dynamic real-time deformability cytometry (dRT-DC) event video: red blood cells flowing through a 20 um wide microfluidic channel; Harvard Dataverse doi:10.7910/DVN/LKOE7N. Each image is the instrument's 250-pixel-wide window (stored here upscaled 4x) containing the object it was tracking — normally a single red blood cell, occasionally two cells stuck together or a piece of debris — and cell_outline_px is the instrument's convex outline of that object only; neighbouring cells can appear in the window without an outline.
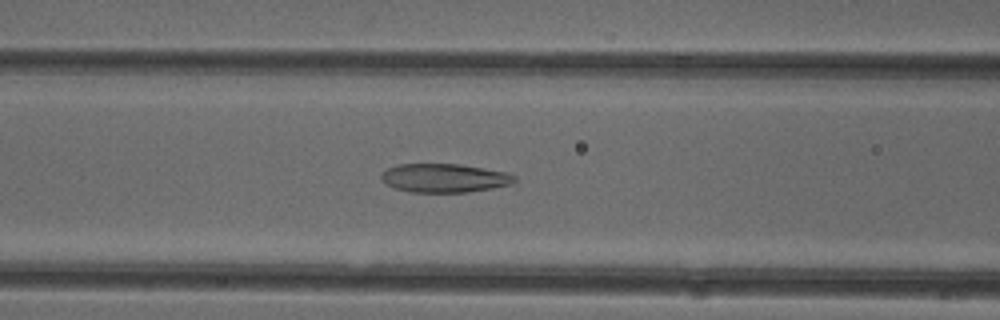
{"species": "common noctule bat (a hibernating species)", "species_latin": "Nyctalus noctula", "temperature_condition": "cold", "stored_images_in_passage": 47, "camera_frame_rate_fps": 3000, "um_per_image_px": 0.085, "animal": {"sex": "female"}, "frame": {"image": 1, "passage_image": 21, "time_ms": 6.667, "image_size_px": [1000, 320], "cell_outline_px": [[516, 180], [512, 184], [492, 188], [468, 192], [412, 192], [396, 188], [388, 184], [380, 176], [380, 172], [388, 168], [400, 164], [460, 164], [484, 168], [504, 172], [516, 176]], "centroid_in_image_um": [37.78, 15.13], "position_along_channel_um": 128.8, "area_um2": 22.14}}
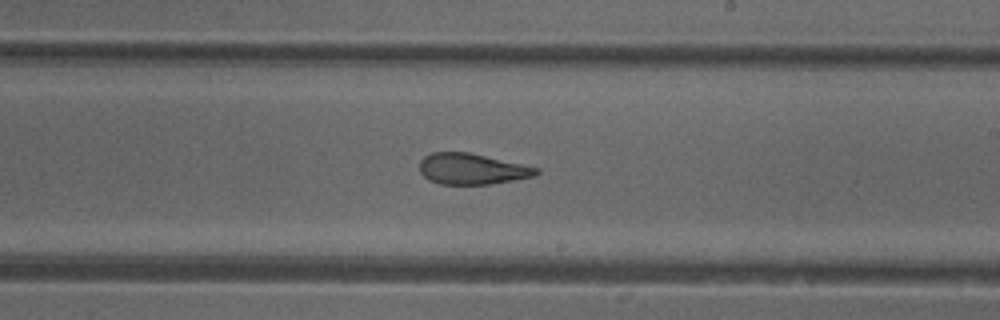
{"frame": {"image": 2, "passage_image": 30, "time_ms": 9.667, "image_size_px": [1000, 320], "cell_outline_px": [[540, 172], [536, 176], [492, 184], [440, 184], [428, 180], [420, 172], [420, 160], [424, 156], [432, 152], [468, 152], [540, 168]], "centroid_in_image_um": [40.12, 14.36], "position_along_channel_um": 248.9, "area_um2": 21.1}}
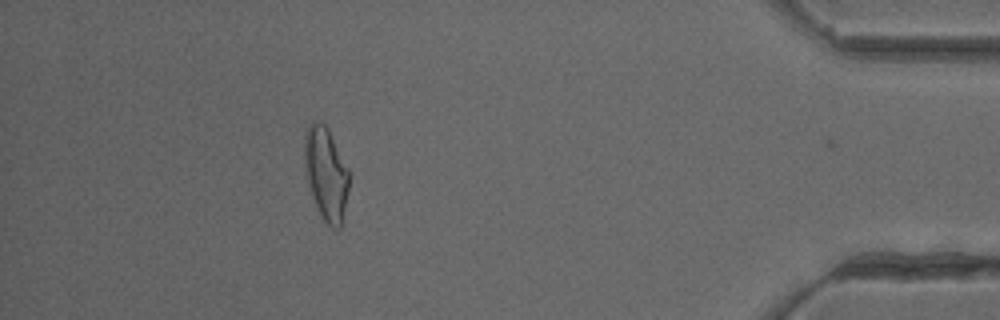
{"frame": {"image": 3, "passage_image": 46, "time_ms": 15.0, "image_size_px": [1000, 320], "cell_outline_px": [[348, 188], [340, 228], [332, 228], [324, 220], [316, 208], [308, 184], [304, 168], [304, 128], [312, 120], [324, 124], [328, 128], [348, 168]], "centroid_in_image_um": [27.66, 14.7], "position_along_channel_um": 407.5, "area_um2": 24.16}, "authors_computed_cell_mechanics": {"area_um2": 23.2934, "velocity_mm_per_s": 4.0019, "shape_relaxation_time_tau1_ms": null, "shape_relaxation_time_tau2_ms": 2.3374, "deformation_change_tau1": null, "deformation_change_tau2": 0.1194}}